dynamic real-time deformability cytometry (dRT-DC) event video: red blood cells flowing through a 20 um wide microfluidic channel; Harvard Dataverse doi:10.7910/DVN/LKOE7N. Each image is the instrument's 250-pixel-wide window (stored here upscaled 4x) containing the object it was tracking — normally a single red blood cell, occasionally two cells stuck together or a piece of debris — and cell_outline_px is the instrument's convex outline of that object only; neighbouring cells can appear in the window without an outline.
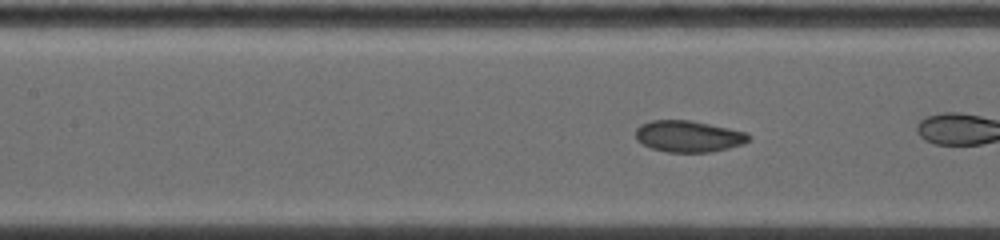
{"species": "common noctule bat (a hibernating species)", "species_latin": "Nyctalus noctula", "temperature_condition": "warm", "stored_images_in_passage": 42, "camera_frame_rate_fps": 5000, "um_per_image_px": 0.085, "animal": {"sex": "female", "body_mass_g": 19.0, "forearm_length_mm": 53.3}, "frame": {"image": 1, "passage_image": 8, "time_ms": 1.0, "image_size_px": [1000, 240], "cell_outline_px": [[752, 136], [748, 140], [740, 144], [728, 148], [712, 152], [668, 152], [652, 148], [636, 140], [636, 128], [640, 124], [652, 120], [688, 120], [748, 132]], "centroid_in_image_um": [58.51, 11.58], "position_along_channel_um": 148.9, "area_um2": 20.58}}